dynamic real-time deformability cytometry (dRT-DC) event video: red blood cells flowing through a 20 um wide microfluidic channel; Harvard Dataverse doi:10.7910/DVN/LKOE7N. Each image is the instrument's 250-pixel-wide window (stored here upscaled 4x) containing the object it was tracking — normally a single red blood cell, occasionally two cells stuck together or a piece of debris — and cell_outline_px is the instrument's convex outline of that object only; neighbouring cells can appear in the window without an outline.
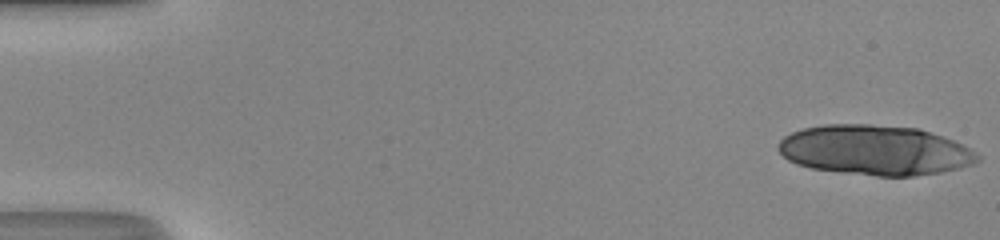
{"species": "human", "species_latin": "Homo sapiens", "temperature_condition": "room temperature", "stored_images_in_passage": 16, "camera_frame_rate_fps": 3000, "um_per_image_px": 0.085, "donor": {"sex": "male"}, "frame": {"image": 1, "passage_image": 1, "time_ms": 0.0, "image_size_px": [1000, 240], "cell_outline_px": [[980, 160], [972, 164], [960, 168], [940, 172], [912, 176], [876, 176], [812, 168], [796, 164], [788, 160], [776, 148], [776, 144], [784, 136], [792, 132], [804, 128], [824, 124], [872, 124], [920, 128], [952, 140], [972, 148], [980, 156]], "centroid_in_image_um": [74.37, 12.75], "position_along_channel_um": 10.6, "area_um2": 58.15}}